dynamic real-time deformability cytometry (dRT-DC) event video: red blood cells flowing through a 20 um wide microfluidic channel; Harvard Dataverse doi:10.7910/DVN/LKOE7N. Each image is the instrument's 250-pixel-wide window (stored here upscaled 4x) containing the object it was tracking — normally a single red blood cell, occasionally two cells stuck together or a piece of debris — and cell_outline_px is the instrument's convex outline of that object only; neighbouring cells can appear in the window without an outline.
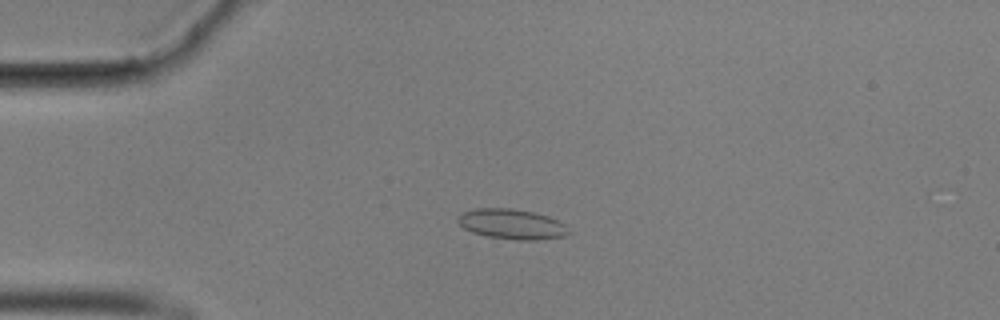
{"species": "common noctule bat (a hibernating species)", "species_latin": "Nyctalus noctula", "temperature_condition": "cold", "stored_images_in_passage": 58, "camera_frame_rate_fps": 3000, "um_per_image_px": 0.085, "animal": {"sex": "male", "body_mass_g": 17.9}, "frame": {"image": 1, "passage_image": 14, "time_ms": 4.333, "image_size_px": [1000, 320], "cell_outline_px": [[572, 232], [564, 236], [536, 240], [516, 240], [488, 236], [472, 232], [464, 228], [456, 220], [464, 212], [476, 208], [512, 208], [536, 212], [560, 220]], "centroid_in_image_um": [43.55, 19.04], "position_along_channel_um": 41.4, "area_um2": 19.54}}
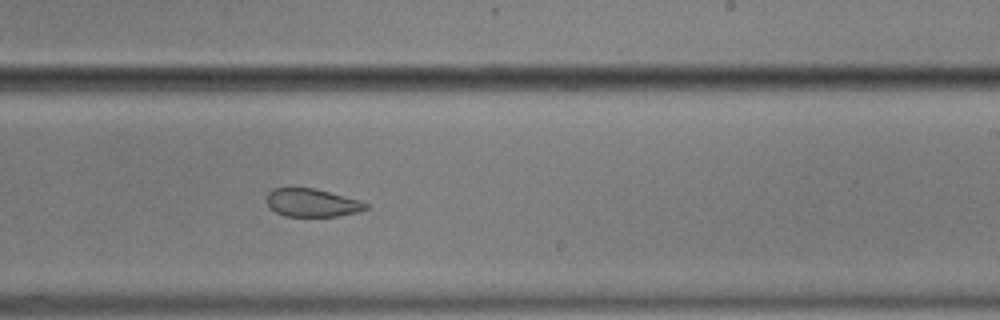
{"frame": {"image": 2, "passage_image": 35, "time_ms": 11.333, "image_size_px": [1000, 320], "cell_outline_px": [[368, 208], [356, 212], [336, 216], [284, 216], [276, 212], [268, 204], [268, 192], [272, 188], [316, 188], [360, 200], [368, 204]], "centroid_in_image_um": [26.54, 17.22], "position_along_channel_um": 262.5, "area_um2": 16.07}}
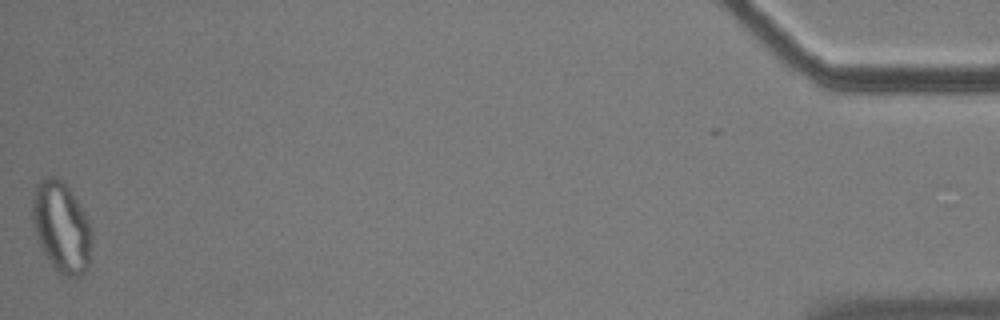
{"frame": {"image": 3, "passage_image": 57, "time_ms": 18.667, "image_size_px": [1000, 320], "cell_outline_px": [[92, 264], [80, 276], [68, 276], [60, 272], [52, 264], [44, 252], [36, 236], [32, 216], [32, 200], [36, 184], [44, 176], [60, 176], [64, 180], [88, 216], [92, 228]], "centroid_in_image_um": [5.27, 19.26], "position_along_channel_um": 429.9, "area_um2": 32.02}, "authors_computed_cell_mechanics": {"area_um2": 19.1029, "velocity_mm_per_s": 3.5239, "shape_relaxation_time_tau1_ms": null, "shape_relaxation_time_tau2_ms": 2.258, "deformation_change_tau1": null, "deformation_change_tau2": 0.0726}}